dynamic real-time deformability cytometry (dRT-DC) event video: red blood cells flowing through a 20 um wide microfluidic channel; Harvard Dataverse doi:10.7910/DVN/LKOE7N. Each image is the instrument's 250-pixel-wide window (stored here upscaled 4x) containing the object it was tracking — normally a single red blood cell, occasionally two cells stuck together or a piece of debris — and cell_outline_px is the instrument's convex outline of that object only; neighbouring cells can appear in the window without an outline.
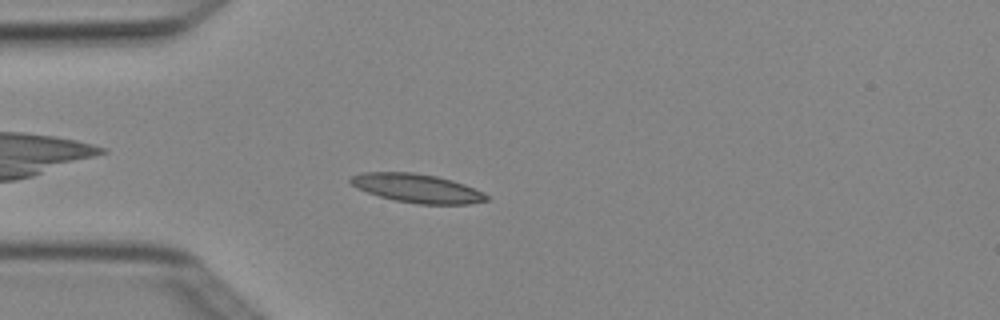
{"species": "Egyptian fruit bat (a non-hibernating species)", "species_latin": "Rousettus aegyptiacus", "temperature_condition": "cold", "stored_images_in_passage": 4, "camera_frame_rate_fps": 3000, "um_per_image_px": 0.085, "animal": {"sex": "female"}, "frame": {"image": 1, "passage_image": 3, "time_ms": 0.667, "image_size_px": [1000, 320], "cell_outline_px": [[488, 200], [468, 204], [420, 204], [396, 200], [380, 196], [356, 188], [348, 180], [352, 176], [360, 172], [412, 172], [436, 176], [452, 180], [464, 184], [484, 192], [488, 196]], "centroid_in_image_um": [35.45, 15.99], "position_along_channel_um": 49.5, "area_um2": 22.66}}